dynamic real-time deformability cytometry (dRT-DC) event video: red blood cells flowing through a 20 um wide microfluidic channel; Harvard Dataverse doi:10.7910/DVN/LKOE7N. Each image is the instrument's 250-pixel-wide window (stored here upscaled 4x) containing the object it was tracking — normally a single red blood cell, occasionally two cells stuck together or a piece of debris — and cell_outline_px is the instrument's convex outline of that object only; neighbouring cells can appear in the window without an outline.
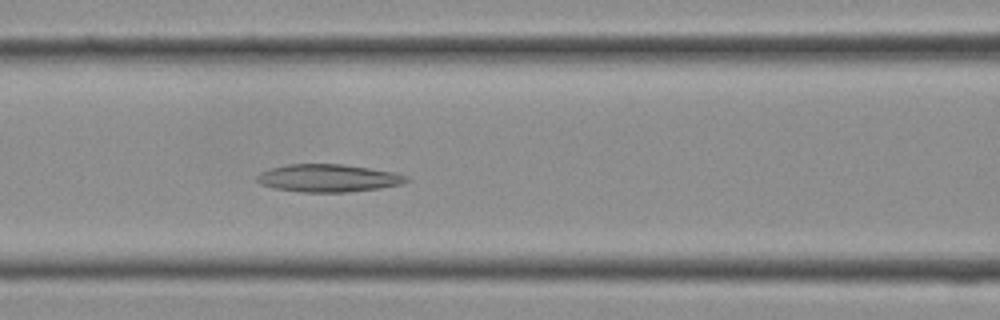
{"species": "Egyptian fruit bat (a non-hibernating species)", "species_latin": "Rousettus aegyptiacus", "temperature_condition": "cold", "stored_images_in_passage": 11, "camera_frame_rate_fps": 3000, "um_per_image_px": 0.085, "frame": {"image": 1, "passage_image": 11, "time_ms": 3.333, "image_size_px": [1000, 320], "cell_outline_px": [[412, 180], [400, 184], [380, 188], [348, 192], [300, 192], [276, 188], [260, 184], [256, 180], [256, 176], [260, 172], [272, 168], [288, 164], [344, 164], [396, 172], [408, 176]], "centroid_in_image_um": [27.94, 15.13], "position_along_channel_um": 138.7, "area_um2": 24.22}}